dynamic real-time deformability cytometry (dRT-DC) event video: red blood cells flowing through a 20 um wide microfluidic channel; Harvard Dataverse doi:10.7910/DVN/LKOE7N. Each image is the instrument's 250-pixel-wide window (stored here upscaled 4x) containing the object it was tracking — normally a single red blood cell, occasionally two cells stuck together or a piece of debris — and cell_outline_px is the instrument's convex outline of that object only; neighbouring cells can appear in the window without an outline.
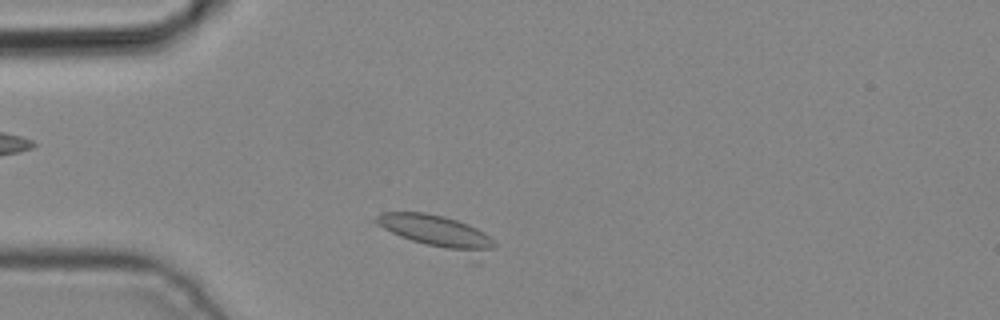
{"species": "common noctule bat (a hibernating species)", "species_latin": "Nyctalus noctula", "temperature_condition": "cold", "stored_images_in_passage": 1, "camera_frame_rate_fps": 3000, "um_per_image_px": 0.085, "animal": {"sex": "male", "body_mass_g": 19.2, "forearm_length_mm": 51.8}, "frame": {"image": 1, "passage_image": 1, "time_ms": 0.0, "image_size_px": [1000, 320], "cell_outline_px": [[496, 248], [476, 264], [472, 264], [400, 236], [368, 220], [380, 212], [424, 212], [444, 216], [468, 224], [484, 232], [496, 244]], "centroid_in_image_um": [37.29, 19.88], "position_along_channel_um": 47.7, "area_um2": 25.2}}